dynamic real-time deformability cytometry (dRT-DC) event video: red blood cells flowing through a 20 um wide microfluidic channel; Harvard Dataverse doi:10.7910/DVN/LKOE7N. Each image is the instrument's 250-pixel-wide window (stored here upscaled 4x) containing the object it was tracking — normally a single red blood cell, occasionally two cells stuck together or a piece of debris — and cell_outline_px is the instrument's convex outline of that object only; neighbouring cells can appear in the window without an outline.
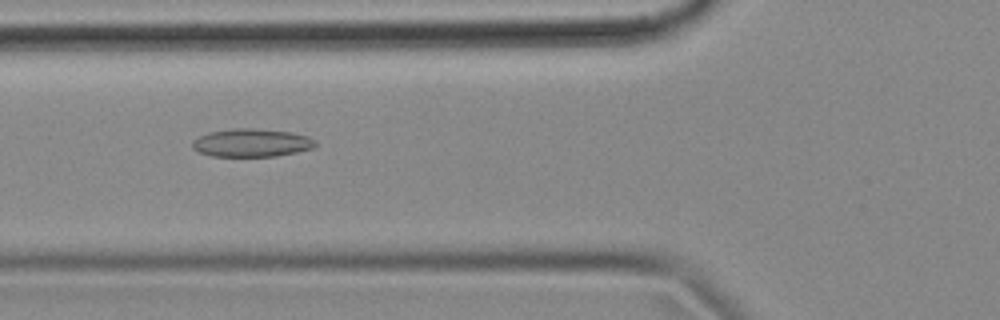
{"species": "common noctule bat (a hibernating species)", "species_latin": "Nyctalus noctula", "temperature_condition": "cold", "stored_images_in_passage": 55, "camera_frame_rate_fps": 3000, "um_per_image_px": 0.085, "animal": {"sex": "female", "body_mass_g": 18.4}, "frame": {"image": 1, "passage_image": 20, "time_ms": 6.333, "image_size_px": [1000, 320], "cell_outline_px": [[316, 144], [312, 148], [296, 152], [276, 156], [212, 156], [200, 152], [192, 148], [192, 140], [208, 132], [232, 128], [252, 128], [292, 132], [308, 136], [316, 140]], "centroid_in_image_um": [21.38, 12.13], "position_along_channel_um": 104.4, "area_um2": 20.17}}
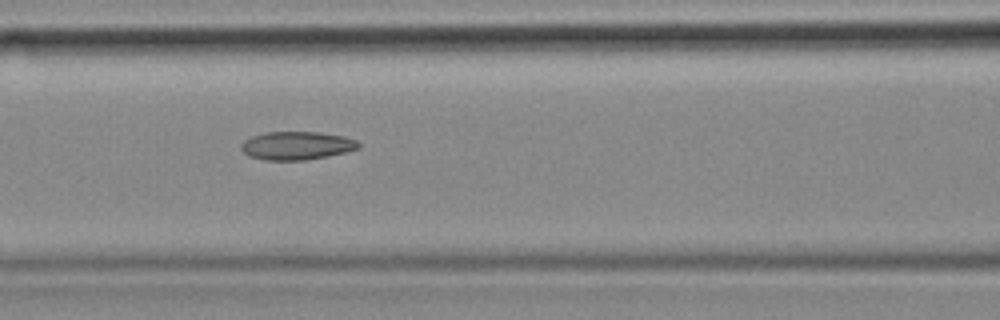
{"frame": {"image": 2, "passage_image": 23, "time_ms": 7.333, "image_size_px": [1000, 320], "cell_outline_px": [[360, 148], [328, 156], [304, 160], [264, 160], [248, 156], [240, 148], [240, 144], [244, 140], [252, 136], [264, 132], [320, 132], [344, 136], [356, 140], [360, 144]], "centroid_in_image_um": [25.2, 12.37], "position_along_channel_um": 141.4, "area_um2": 19.42}}
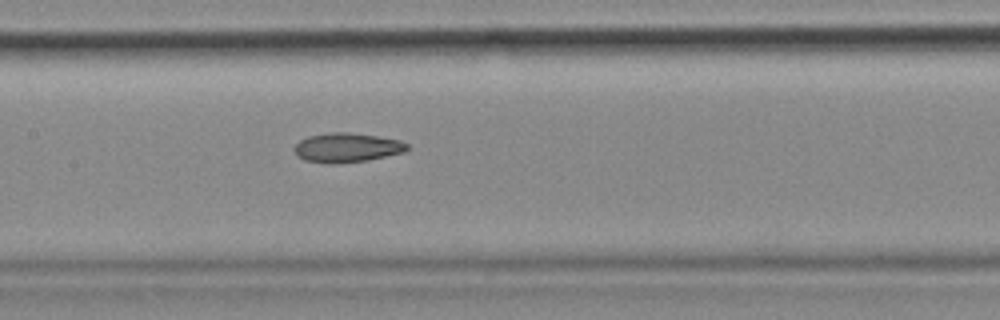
{"frame": {"image": 3, "passage_image": 26, "time_ms": 8.333, "image_size_px": [1000, 320], "cell_outline_px": [[408, 148], [404, 152], [368, 160], [336, 164], [324, 164], [304, 160], [296, 156], [292, 148], [300, 140], [308, 136], [332, 132], [348, 132], [380, 136], [400, 140], [408, 144]], "centroid_in_image_um": [29.45, 12.55], "position_along_channel_um": 178.0, "area_um2": 19.59}, "authors_computed_cell_mechanics": {"area_um2": 19.8254, "velocity_mm_per_s": 3.6642, "shape_relaxation_time_tau1_ms": null, "shape_relaxation_time_tau2_ms": 6.8204, "deformation_change_tau1": null, "deformation_change_tau2": 0.1446}}